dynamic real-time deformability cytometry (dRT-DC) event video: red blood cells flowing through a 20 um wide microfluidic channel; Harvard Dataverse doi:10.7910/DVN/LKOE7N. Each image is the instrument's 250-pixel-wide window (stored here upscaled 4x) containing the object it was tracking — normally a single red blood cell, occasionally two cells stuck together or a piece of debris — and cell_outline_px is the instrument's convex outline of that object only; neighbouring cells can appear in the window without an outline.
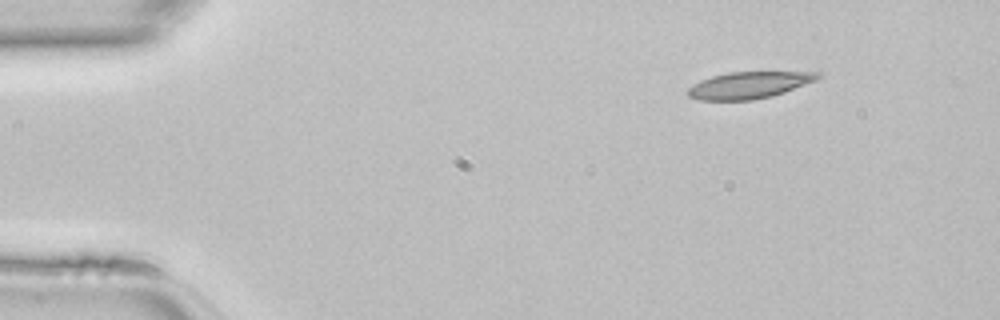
{"species": "common noctule bat (a hibernating species)", "species_latin": "Nyctalus noctula", "temperature_condition": "room temperature", "stored_images_in_passage": 41, "camera_frame_rate_fps": 3000, "um_per_image_px": 0.085, "animal": {"sex": "female", "body_mass_g": 22.7, "forearm_length_mm": 54.2}, "frame": {"image": 1, "passage_image": 1, "time_ms": 0.0, "image_size_px": [1000, 320], "cell_outline_px": [[824, 76], [816, 80], [784, 92], [772, 96], [752, 100], [696, 100], [688, 96], [684, 92], [692, 84], [700, 80], [712, 76], [728, 72], [820, 72]], "centroid_in_image_um": [63.62, 7.24], "position_along_channel_um": 21.4, "area_um2": 20.4}}
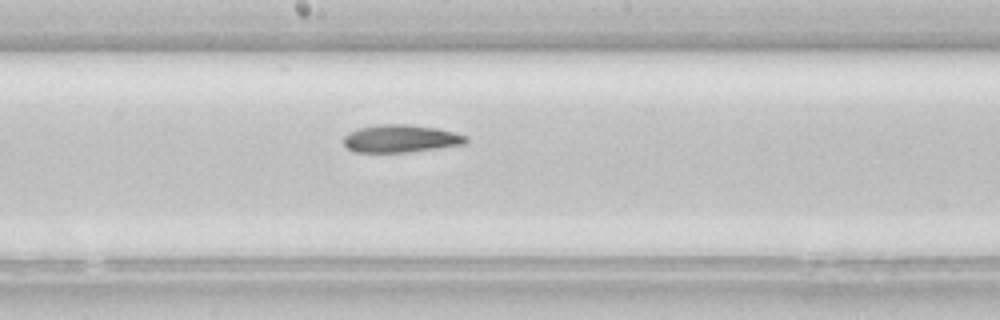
{"frame": {"image": 2, "passage_image": 20, "time_ms": 6.333, "image_size_px": [1000, 320], "cell_outline_px": [[468, 144], [408, 152], [352, 152], [344, 144], [344, 136], [348, 132], [360, 128], [380, 124], [408, 124], [436, 128], [468, 136]], "centroid_in_image_um": [34.07, 11.78], "position_along_channel_um": 214.1, "area_um2": 19.77}}
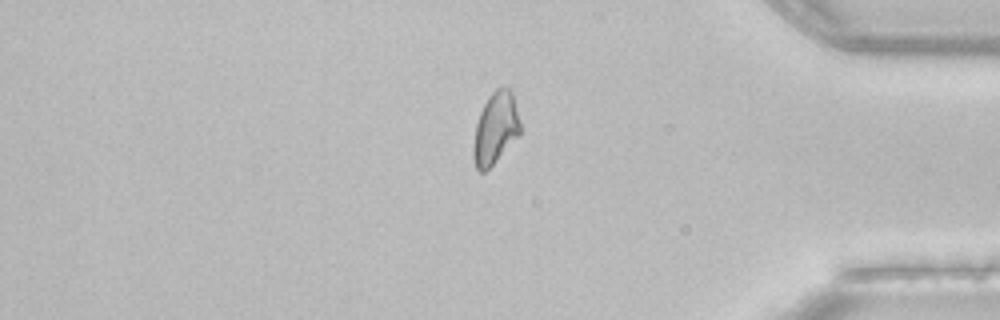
{"frame": {"image": 3, "passage_image": 34, "time_ms": 11.0, "image_size_px": [1000, 320], "cell_outline_px": [[524, 128], [520, 136], [484, 172], [480, 172], [476, 168], [472, 156], [472, 148], [476, 124], [480, 112], [488, 96], [496, 88], [508, 88], [512, 92]], "centroid_in_image_um": [42.15, 10.9], "position_along_channel_um": 393.0, "area_um2": 20.0}}